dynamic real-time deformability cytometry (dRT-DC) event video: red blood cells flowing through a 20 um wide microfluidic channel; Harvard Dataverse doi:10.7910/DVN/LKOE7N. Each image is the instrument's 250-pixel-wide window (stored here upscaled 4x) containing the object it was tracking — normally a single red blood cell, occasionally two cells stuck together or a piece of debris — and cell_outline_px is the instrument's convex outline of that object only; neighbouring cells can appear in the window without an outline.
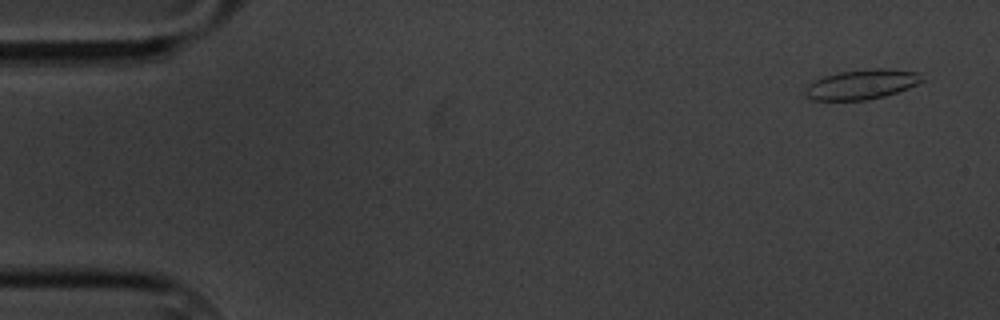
{"species": "common noctule bat (a hibernating species)", "species_latin": "Nyctalus noctula", "temperature_condition": "cold", "stored_images_in_passage": 41, "camera_frame_rate_fps": 3000, "um_per_image_px": 0.085, "animal": {"sex": "male", "body_mass_g": 20.1, "forearm_length_mm": 53.5}, "frame": {"image": 1, "passage_image": 3, "time_ms": 0.667, "image_size_px": [1000, 320], "cell_outline_px": [[924, 80], [908, 88], [884, 96], [868, 100], [808, 100], [804, 96], [804, 88], [812, 80], [824, 76], [840, 72], [872, 68], [888, 68], [920, 72]], "centroid_in_image_um": [73.2, 7.17], "position_along_channel_um": 11.8, "area_um2": 20.58}}
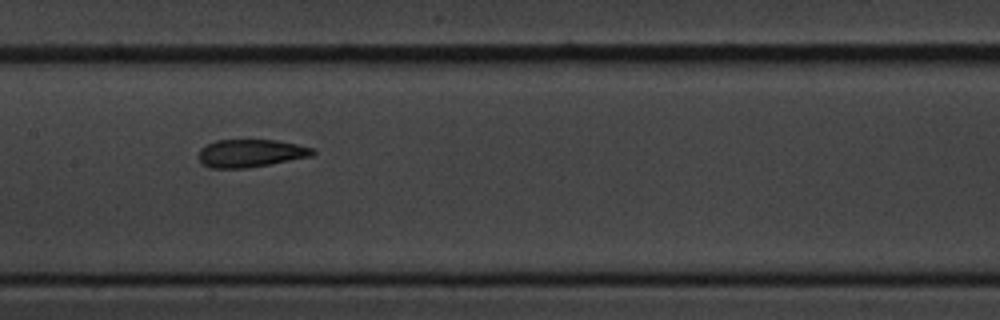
{"frame": {"image": 2, "passage_image": 29, "time_ms": 9.333, "image_size_px": [1000, 320], "cell_outline_px": [[316, 152], [312, 156], [248, 168], [208, 168], [200, 164], [196, 156], [200, 148], [216, 140], [276, 140], [296, 144], [312, 148]], "centroid_in_image_um": [21.23, 13.03], "position_along_channel_um": 186.2, "area_um2": 18.67}}
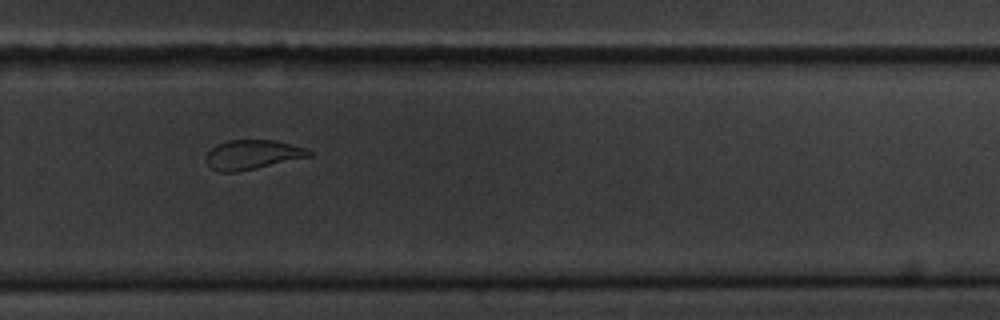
{"frame": {"image": 3, "passage_image": 40, "time_ms": 13.0, "image_size_px": [1000, 320], "cell_outline_px": [[312, 156], [240, 172], [220, 172], [212, 168], [204, 160], [204, 156], [216, 144], [228, 140], [272, 140], [304, 148], [312, 152]], "centroid_in_image_um": [21.41, 13.16], "position_along_channel_um": 308.4, "area_um2": 17.69}}